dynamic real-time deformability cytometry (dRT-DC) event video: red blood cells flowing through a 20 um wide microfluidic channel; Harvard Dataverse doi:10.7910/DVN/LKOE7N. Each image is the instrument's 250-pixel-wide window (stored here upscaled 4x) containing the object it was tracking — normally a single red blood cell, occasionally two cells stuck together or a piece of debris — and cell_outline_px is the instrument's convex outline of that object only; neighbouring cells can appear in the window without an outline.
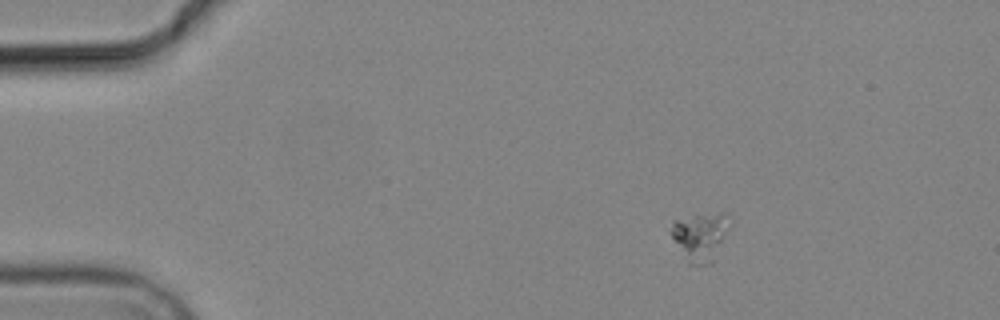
{"species": "common noctule bat (a hibernating species)", "species_latin": "Nyctalus noctula", "temperature_condition": "cold", "stored_images_in_passage": 4, "camera_frame_rate_fps": 3000, "um_per_image_px": 0.085, "animal": {"sex": "male", "body_mass_g": 19.2, "forearm_length_mm": 51.8}, "frame": {"image": 1, "passage_image": 2, "time_ms": 1.333, "image_size_px": [1000, 320], "cell_outline_px": [[732, 224], [712, 264], [688, 264], [672, 236], [672, 220], [696, 216], [724, 212]], "centroid_in_image_um": [59.57, 20.11], "position_along_channel_um": 25.4, "area_um2": 16.24}}